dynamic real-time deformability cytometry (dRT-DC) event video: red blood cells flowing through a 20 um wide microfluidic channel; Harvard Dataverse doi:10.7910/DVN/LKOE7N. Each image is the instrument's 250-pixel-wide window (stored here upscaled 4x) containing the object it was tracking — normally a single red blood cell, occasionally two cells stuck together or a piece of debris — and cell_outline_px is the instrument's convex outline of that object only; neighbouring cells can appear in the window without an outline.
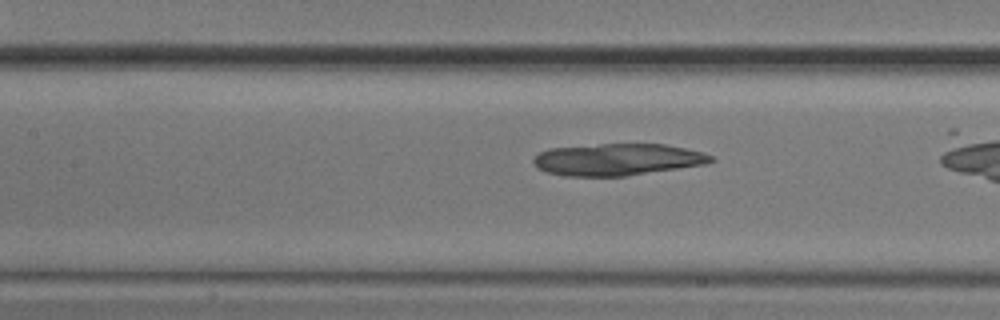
{"species": "common noctule bat (a hibernating species)", "species_latin": "Nyctalus noctula", "temperature_condition": "cold", "stored_images_in_passage": 36, "camera_frame_rate_fps": 3000, "um_per_image_px": 0.085, "animal": {"sex": "male", "body_mass_g": 20.5, "forearm_length_mm": 52.5}, "frame": {"image": 1, "passage_image": 21, "time_ms": 6.667, "image_size_px": [1000, 320], "cell_outline_px": [[716, 160], [708, 164], [624, 176], [564, 176], [544, 172], [536, 168], [532, 160], [540, 152], [548, 148], [600, 144], [664, 144], [704, 152], [712, 156]], "centroid_in_image_um": [52.47, 13.56], "position_along_channel_um": 154.9, "area_um2": 33.18}}
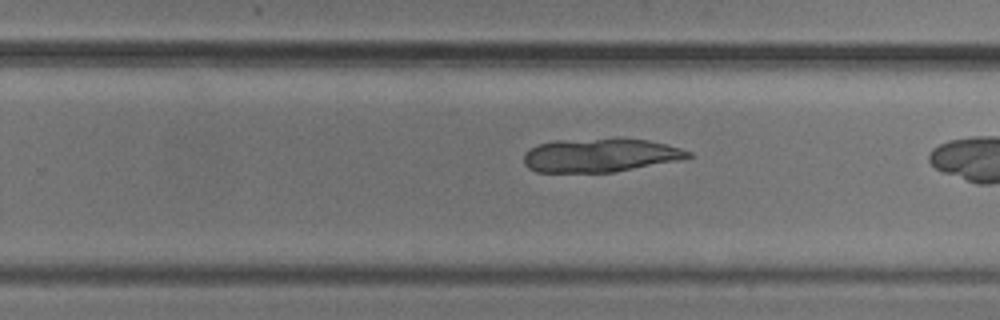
{"frame": {"image": 2, "passage_image": 31, "time_ms": 10.0, "image_size_px": [1000, 320], "cell_outline_px": [[692, 156], [680, 160], [616, 172], [536, 172], [528, 168], [524, 164], [524, 152], [528, 148], [536, 144], [552, 140], [648, 140], [680, 148], [692, 152]], "centroid_in_image_um": [50.96, 13.22], "position_along_channel_um": 278.8, "area_um2": 31.91}}